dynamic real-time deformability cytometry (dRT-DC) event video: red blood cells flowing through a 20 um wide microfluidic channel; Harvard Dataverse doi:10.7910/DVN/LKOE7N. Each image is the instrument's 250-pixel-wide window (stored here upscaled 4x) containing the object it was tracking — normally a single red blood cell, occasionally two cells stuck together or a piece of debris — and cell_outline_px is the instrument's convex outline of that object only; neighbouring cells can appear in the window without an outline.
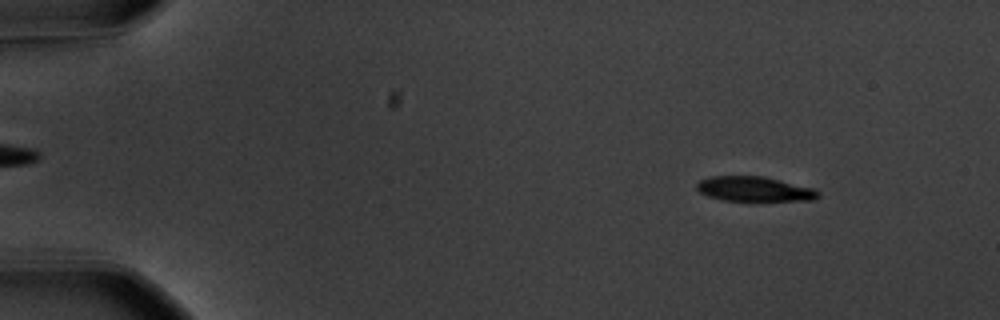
{"species": "common noctule bat (a hibernating species)", "species_latin": "Nyctalus noctula", "temperature_condition": "warm", "stored_images_in_passage": 57, "camera_frame_rate_fps": 3000, "um_per_image_px": 0.085, "animal": {"sex": "male", "body_mass_g": 20.1, "forearm_length_mm": 53.5}, "frame": {"image": 1, "passage_image": 7, "time_ms": 2.0, "image_size_px": [1000, 320], "cell_outline_px": [[820, 196], [816, 200], [760, 204], [752, 204], [724, 200], [708, 196], [700, 192], [696, 188], [696, 184], [700, 180], [708, 176], [764, 176], [812, 188]], "centroid_in_image_um": [64.14, 16.14], "position_along_channel_um": 20.9, "area_um2": 18.73}}
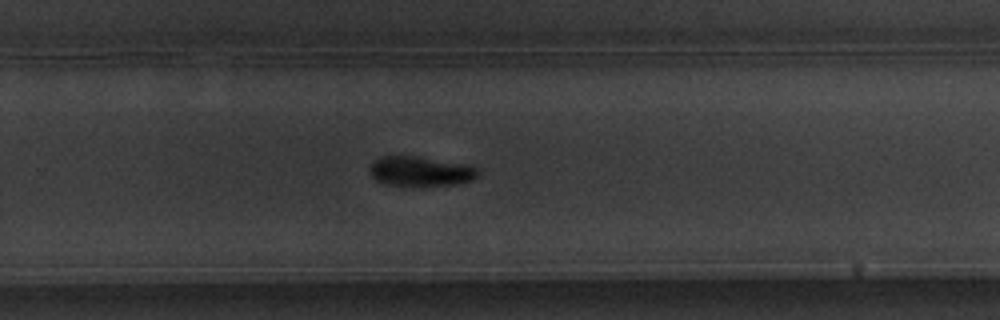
{"frame": {"image": 2, "passage_image": 38, "time_ms": 12.333, "image_size_px": [1000, 320], "cell_outline_px": [[480, 176], [472, 180], [452, 184], [420, 188], [388, 184], [376, 180], [368, 172], [368, 168], [380, 156], [416, 156], [464, 164], [476, 168], [480, 172]], "centroid_in_image_um": [35.73, 14.59], "position_along_channel_um": 294.1, "area_um2": 19.13}}
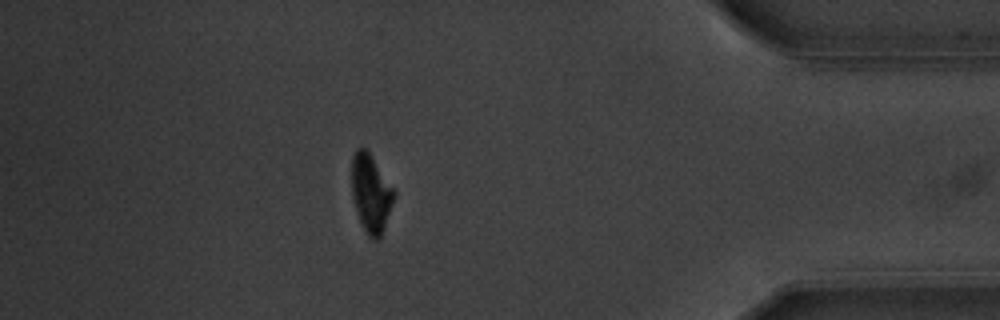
{"frame": {"image": 3, "passage_image": 50, "time_ms": 16.333, "image_size_px": [1000, 320], "cell_outline_px": [[396, 192], [384, 228], [380, 236], [376, 240], [372, 240], [368, 236], [360, 220], [352, 196], [352, 156], [356, 148], [368, 148]], "centroid_in_image_um": [31.53, 16.37], "position_along_channel_um": 403.7, "area_um2": 19.19}, "authors_computed_cell_mechanics": {"area_um2": 19.3052, "velocity_mm_per_s": 3.6248, "shape_relaxation_time_tau1_ms": 2.9897, "shape_relaxation_time_tau2_ms": null, "deformation_change_tau1": 0.1612, "deformation_change_tau2": null}}